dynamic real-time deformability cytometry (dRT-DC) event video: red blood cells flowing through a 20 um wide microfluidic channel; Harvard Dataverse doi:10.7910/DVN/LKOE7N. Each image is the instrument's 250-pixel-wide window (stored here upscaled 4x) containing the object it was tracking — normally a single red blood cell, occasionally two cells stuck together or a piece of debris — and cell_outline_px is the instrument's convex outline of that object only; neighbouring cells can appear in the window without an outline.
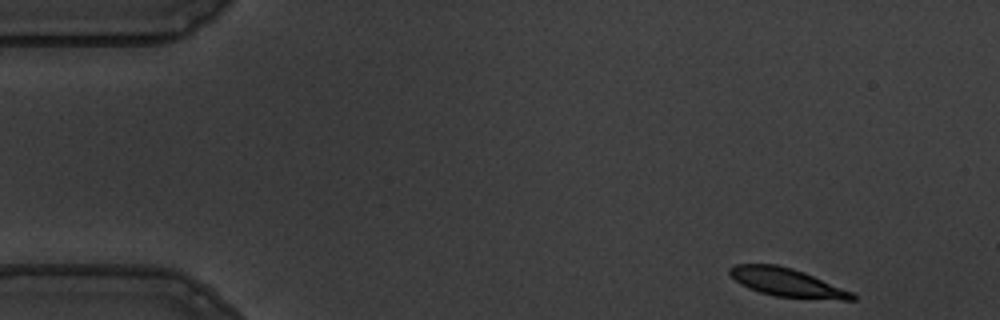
{"species": "common noctule bat (a hibernating species)", "species_latin": "Nyctalus noctula", "temperature_condition": "warm", "stored_images_in_passage": 52, "camera_frame_rate_fps": 3000, "um_per_image_px": 0.085, "animal": {"sex": "male", "body_mass_g": 19.5, "forearm_length_mm": 54.6}, "frame": {"image": 1, "passage_image": 1, "time_ms": 0.0, "image_size_px": [1000, 320], "cell_outline_px": [[856, 300], [840, 300], [776, 296], [760, 292], [748, 288], [740, 284], [728, 272], [728, 268], [736, 264], [776, 264], [792, 268], [804, 272], [852, 292], [856, 296]], "centroid_in_image_um": [66.88, 24.0], "position_along_channel_um": 18.1, "area_um2": 20.11}}
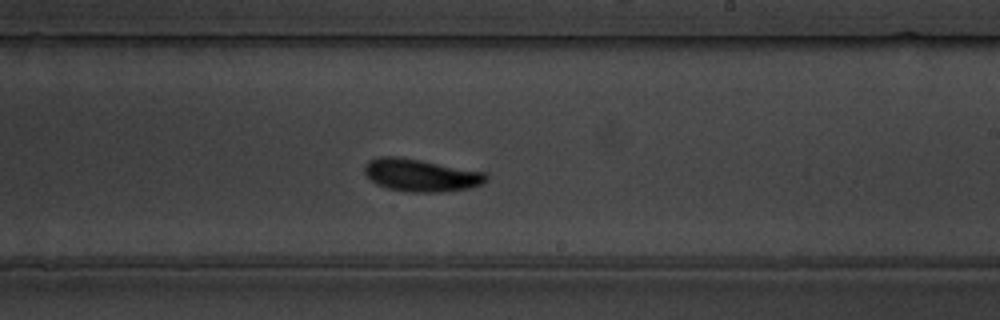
{"frame": {"image": 2, "passage_image": 29, "time_ms": 9.333, "image_size_px": [1000, 320], "cell_outline_px": [[488, 180], [484, 184], [468, 188], [440, 192], [408, 192], [388, 188], [376, 184], [364, 172], [364, 164], [368, 160], [380, 156], [396, 156], [420, 160], [484, 172], [488, 176]], "centroid_in_image_um": [35.76, 14.89], "position_along_channel_um": 253.2, "area_um2": 23.0}}
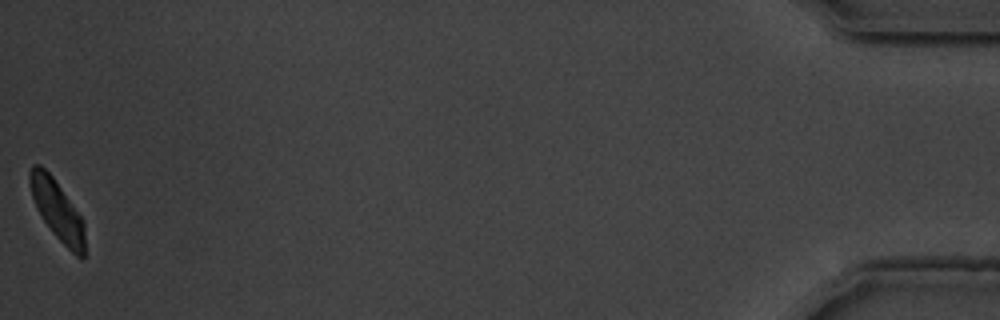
{"frame": {"image": 3, "passage_image": 52, "time_ms": 17.0, "image_size_px": [1000, 320], "cell_outline_px": [[84, 256], [80, 260], [52, 232], [36, 208], [28, 184], [28, 172], [32, 164], [40, 164], [52, 176], [84, 220]], "centroid_in_image_um": [4.84, 17.83], "position_along_channel_um": 430.4, "area_um2": 19.13}, "authors_computed_cell_mechanics": {"area_um2": 21.5016, "velocity_mm_per_s": 3.5592, "shape_relaxation_time_tau1_ms": 1.6917, "shape_relaxation_time_tau2_ms": 3.1567, "deformation_change_tau1": 0.1124, "deformation_change_tau2": 0.0903}}